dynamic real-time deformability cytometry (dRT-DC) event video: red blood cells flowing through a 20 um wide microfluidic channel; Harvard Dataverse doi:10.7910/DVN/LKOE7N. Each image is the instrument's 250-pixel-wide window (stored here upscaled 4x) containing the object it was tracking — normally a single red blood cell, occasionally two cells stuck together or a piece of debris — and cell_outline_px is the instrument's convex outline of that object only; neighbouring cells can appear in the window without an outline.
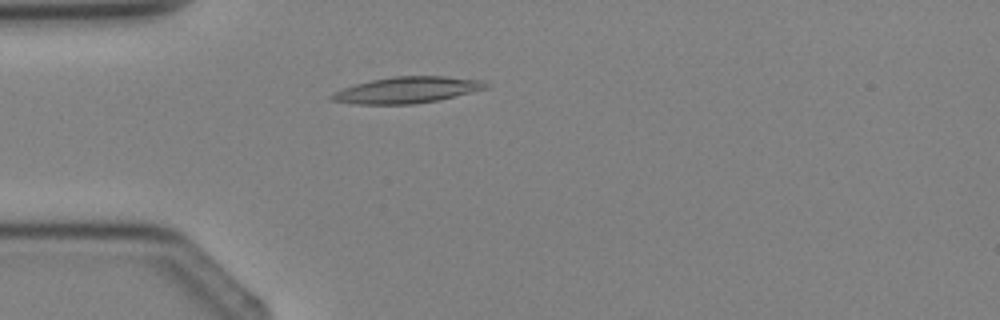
{"species": "Egyptian fruit bat (a non-hibernating species)", "species_latin": "Rousettus aegyptiacus", "temperature_condition": "cold", "stored_images_in_passage": 3, "camera_frame_rate_fps": 3000, "um_per_image_px": 0.085, "animal": {"sex": "female"}, "frame": {"image": 1, "passage_image": 3, "time_ms": 2.333, "image_size_px": [1000, 320], "cell_outline_px": [[488, 88], [436, 100], [412, 104], [352, 104], [328, 100], [328, 96], [332, 92], [356, 84], [372, 80], [392, 76], [444, 76], [476, 80], [488, 84]], "centroid_in_image_um": [34.49, 7.65], "position_along_channel_um": 50.5, "area_um2": 23.35}}